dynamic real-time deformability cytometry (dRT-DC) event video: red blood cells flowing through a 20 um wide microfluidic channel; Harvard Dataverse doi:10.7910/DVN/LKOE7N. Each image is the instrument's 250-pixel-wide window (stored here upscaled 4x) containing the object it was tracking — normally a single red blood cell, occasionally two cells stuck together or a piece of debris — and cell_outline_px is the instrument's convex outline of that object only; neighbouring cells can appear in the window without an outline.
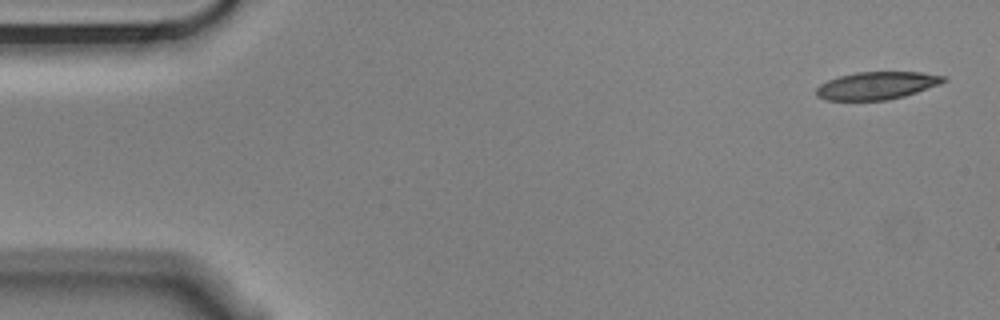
{"species": "Egyptian fruit bat (a non-hibernating species)", "species_latin": "Rousettus aegyptiacus", "temperature_condition": "cold", "stored_images_in_passage": 5, "camera_frame_rate_fps": 3000, "um_per_image_px": 0.085, "animal": {"sex": "male"}, "frame": {"image": 1, "passage_image": 1, "time_ms": 0.0, "image_size_px": [1000, 320], "cell_outline_px": [[948, 80], [940, 84], [904, 96], [888, 100], [824, 100], [816, 96], [816, 88], [820, 84], [828, 80], [840, 76], [856, 72], [920, 72], [948, 76]], "centroid_in_image_um": [74.54, 7.27], "position_along_channel_um": 10.5, "area_um2": 20.58}}
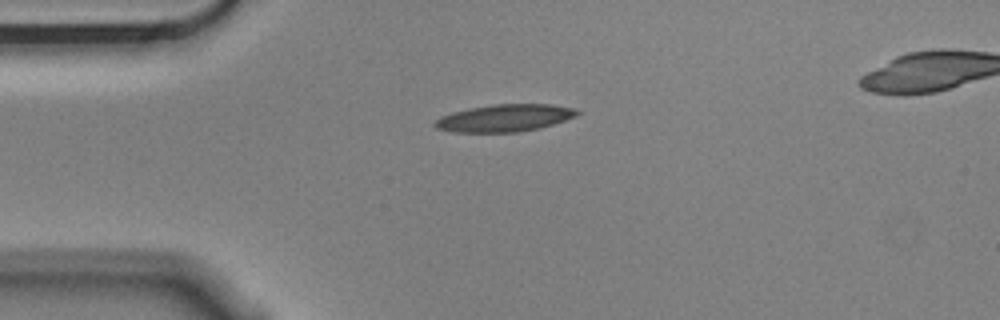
{"frame": {"image": 2, "passage_image": 4, "time_ms": 1.0, "image_size_px": [1000, 320], "cell_outline_px": [[580, 112], [576, 116], [540, 128], [520, 132], [452, 132], [436, 128], [432, 124], [440, 116], [452, 112], [492, 104], [552, 104], [576, 108]], "centroid_in_image_um": [42.89, 10.03], "position_along_channel_um": 42.1, "area_um2": 22.66}}